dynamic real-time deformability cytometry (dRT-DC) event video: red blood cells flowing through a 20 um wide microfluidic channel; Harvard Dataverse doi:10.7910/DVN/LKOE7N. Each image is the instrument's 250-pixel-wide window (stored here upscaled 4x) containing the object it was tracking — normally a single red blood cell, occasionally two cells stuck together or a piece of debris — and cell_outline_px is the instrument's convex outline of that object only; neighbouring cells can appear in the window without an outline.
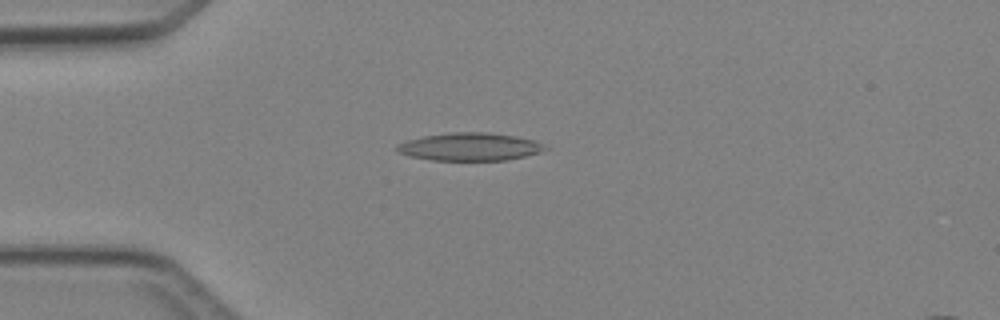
{"species": "Egyptian fruit bat (a non-hibernating species)", "species_latin": "Rousettus aegyptiacus", "temperature_condition": "cold", "stored_images_in_passage": 6, "camera_frame_rate_fps": 3000, "um_per_image_px": 0.085, "animal": {"sex": "female"}, "frame": {"image": 1, "passage_image": 5, "time_ms": 5.667, "image_size_px": [1000, 320], "cell_outline_px": [[548, 148], [540, 152], [524, 156], [504, 160], [432, 160], [412, 156], [396, 152], [396, 144], [408, 140], [424, 136], [452, 132], [488, 132], [516, 136], [532, 140], [544, 144]], "centroid_in_image_um": [39.92, 12.47], "position_along_channel_um": 45.1, "area_um2": 23.87}}